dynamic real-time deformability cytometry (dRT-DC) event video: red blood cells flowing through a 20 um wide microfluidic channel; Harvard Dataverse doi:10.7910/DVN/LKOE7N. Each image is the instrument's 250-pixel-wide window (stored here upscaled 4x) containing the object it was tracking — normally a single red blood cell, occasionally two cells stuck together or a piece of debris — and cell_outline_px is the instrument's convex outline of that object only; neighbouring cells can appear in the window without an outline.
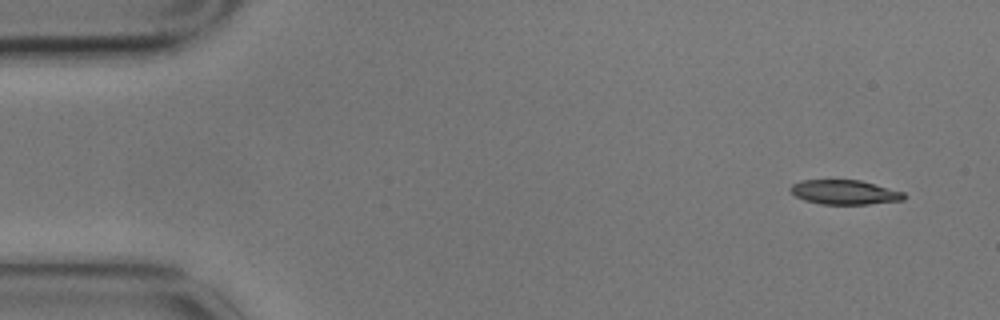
{"species": "common noctule bat (a hibernating species)", "species_latin": "Nyctalus noctula", "temperature_condition": "cold", "stored_images_in_passage": 9, "camera_frame_rate_fps": 3000, "um_per_image_px": 0.085, "animal": {"sex": "male", "body_mass_g": 17.9}, "frame": {"image": 1, "passage_image": 1, "time_ms": 0.0, "image_size_px": [1000, 320], "cell_outline_px": [[908, 196], [904, 200], [868, 204], [820, 204], [804, 200], [796, 196], [788, 188], [792, 184], [800, 180], [860, 180], [904, 192]], "centroid_in_image_um": [71.8, 16.34], "position_along_channel_um": 13.2, "area_um2": 16.24}}
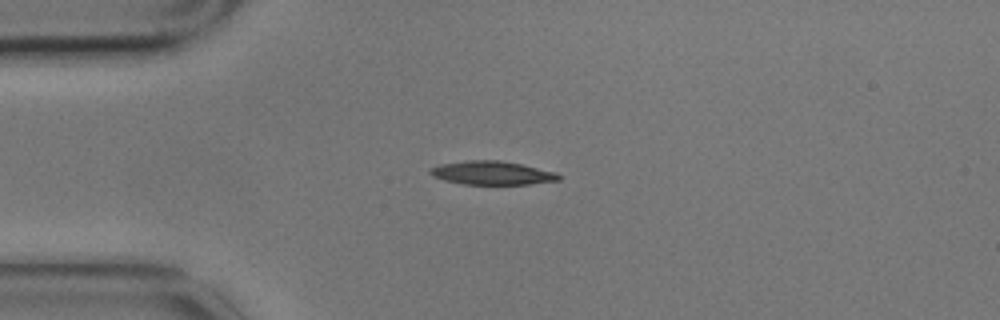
{"frame": {"image": 2, "passage_image": 4, "time_ms": 1.0, "image_size_px": [1000, 320], "cell_outline_px": [[560, 180], [528, 184], [464, 184], [444, 180], [432, 176], [428, 172], [428, 168], [440, 164], [468, 160], [500, 160], [520, 164], [556, 172], [560, 176]], "centroid_in_image_um": [41.77, 14.69], "position_along_channel_um": 43.2, "area_um2": 17.63}}
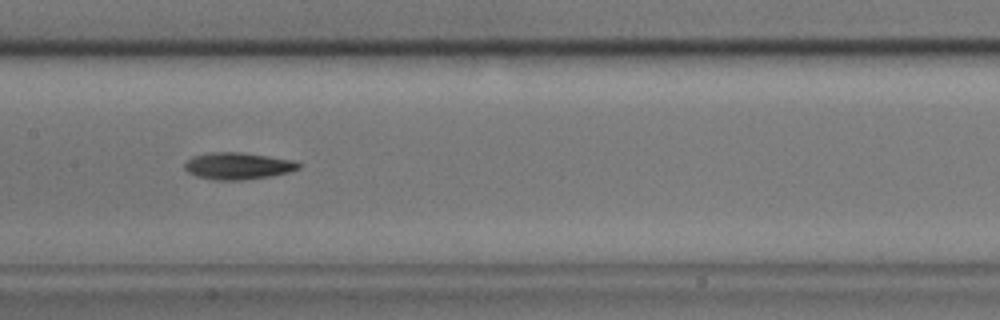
{"frame": {"image": 3, "passage_image": 8, "time_ms": 2.333, "image_size_px": [1000, 320], "cell_outline_px": [[304, 164], [300, 168], [288, 172], [272, 176], [244, 180], [216, 180], [196, 176], [188, 172], [184, 168], [184, 164], [192, 156], [208, 152], [240, 152], [296, 160]], "centroid_in_image_um": [20.26, 14.1], "position_along_channel_um": 187.1, "area_um2": 18.09}}